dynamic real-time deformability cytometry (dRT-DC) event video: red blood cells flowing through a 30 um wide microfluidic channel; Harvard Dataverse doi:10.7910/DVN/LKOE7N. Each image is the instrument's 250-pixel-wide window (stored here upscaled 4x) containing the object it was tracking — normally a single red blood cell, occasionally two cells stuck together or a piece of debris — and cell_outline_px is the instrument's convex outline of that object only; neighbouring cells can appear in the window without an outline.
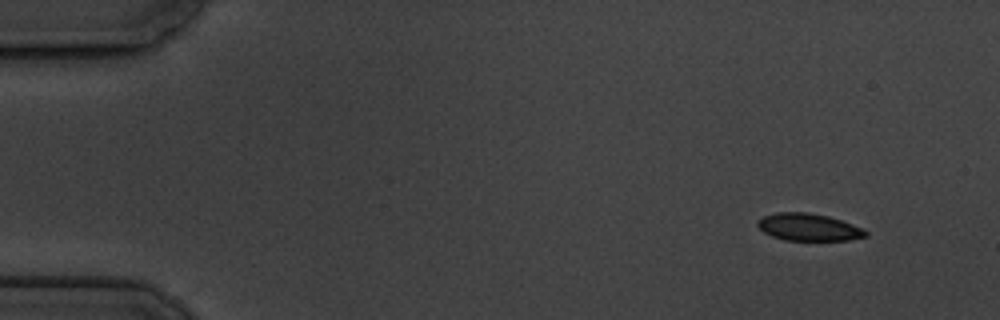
{"species": "common noctule bat (a hibernating species)", "species_latin": "Nyctalus noctula", "temperature_condition": "cold", "stored_images_in_passage": 9, "camera_frame_rate_fps": 3000, "um_per_image_px": 0.085, "animal": {"sex": "male", "body_mass_g": 19.5, "forearm_length_mm": 54.6}, "frame": {"image": 1, "passage_image": 1, "time_ms": 0.0, "image_size_px": [1000, 320], "cell_outline_px": [[868, 236], [848, 240], [784, 240], [772, 236], [764, 232], [756, 224], [756, 220], [764, 216], [776, 212], [808, 212], [828, 216], [864, 228], [868, 232]], "centroid_in_image_um": [68.73, 19.3], "position_along_channel_um": 16.3, "area_um2": 17.22}}
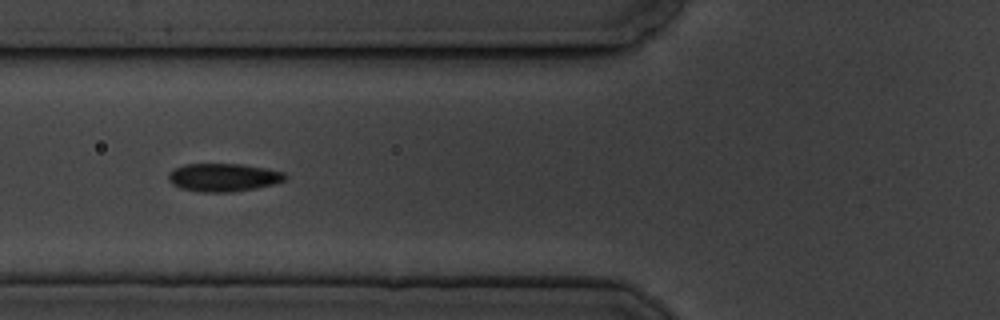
{"frame": {"image": 2, "passage_image": 6, "time_ms": 5.667, "image_size_px": [1000, 320], "cell_outline_px": [[288, 176], [284, 180], [272, 184], [256, 188], [232, 192], [204, 192], [180, 188], [172, 184], [168, 180], [168, 172], [172, 168], [184, 164], [244, 164], [284, 172]], "centroid_in_image_um": [18.95, 15.07], "position_along_channel_um": 106.9, "area_um2": 19.19}}
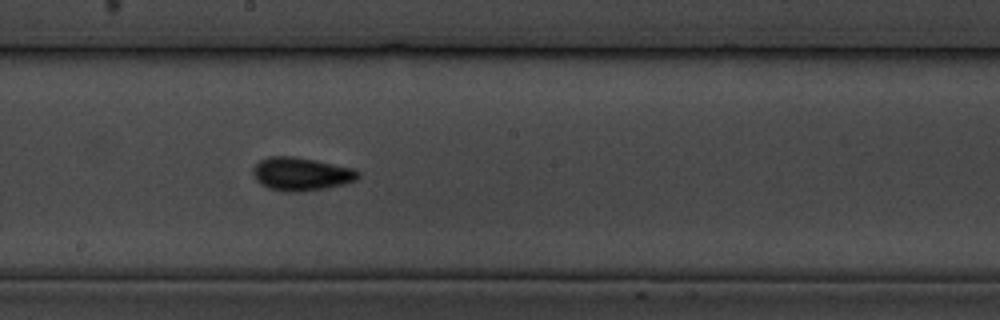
{"frame": {"image": 3, "passage_image": 9, "time_ms": 9.0, "image_size_px": [1000, 320], "cell_outline_px": [[360, 176], [356, 180], [344, 184], [324, 188], [300, 192], [288, 192], [268, 188], [260, 184], [256, 180], [252, 172], [252, 168], [260, 160], [268, 156], [292, 156], [316, 160], [352, 168], [360, 172]], "centroid_in_image_um": [25.58, 14.78], "position_along_channel_um": 222.6, "area_um2": 20.4}}